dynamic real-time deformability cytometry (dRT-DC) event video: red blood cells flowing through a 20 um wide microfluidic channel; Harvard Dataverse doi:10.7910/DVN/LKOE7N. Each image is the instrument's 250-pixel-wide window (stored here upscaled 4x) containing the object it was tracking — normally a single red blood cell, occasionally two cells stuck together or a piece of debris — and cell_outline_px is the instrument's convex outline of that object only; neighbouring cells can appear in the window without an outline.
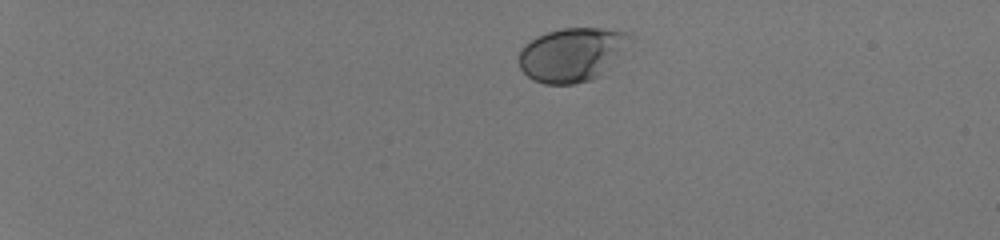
{"species": "human", "species_latin": "Homo sapiens", "temperature_condition": "room temperature", "stored_images_in_passage": 42, "camera_frame_rate_fps": 3000, "um_per_image_px": 0.085, "donor": {"sex": "male"}, "frame": {"image": 1, "passage_image": 1, "time_ms": 0.0, "image_size_px": [1000, 240], "cell_outline_px": [[632, 36], [596, 76], [588, 80], [572, 84], [544, 84], [532, 80], [520, 68], [516, 60], [520, 48], [528, 40], [536, 36], [560, 28], [600, 28], [628, 32]], "centroid_in_image_um": [48.43, 4.61], "position_along_channel_um": 36.6, "area_um2": 33.93}}
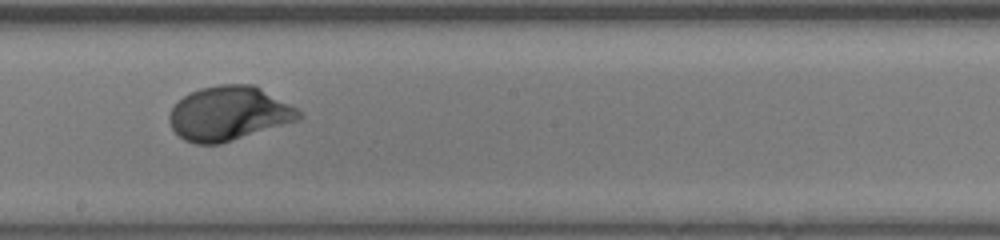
{"frame": {"image": 2, "passage_image": 24, "time_ms": 7.667, "image_size_px": [1000, 240], "cell_outline_px": [[304, 116], [300, 120], [220, 144], [196, 144], [184, 140], [172, 128], [168, 120], [168, 116], [172, 108], [184, 96], [200, 88], [220, 84], [256, 84], [296, 108]], "centroid_in_image_um": [19.48, 9.64], "position_along_channel_um": 228.7, "area_um2": 40.98}}
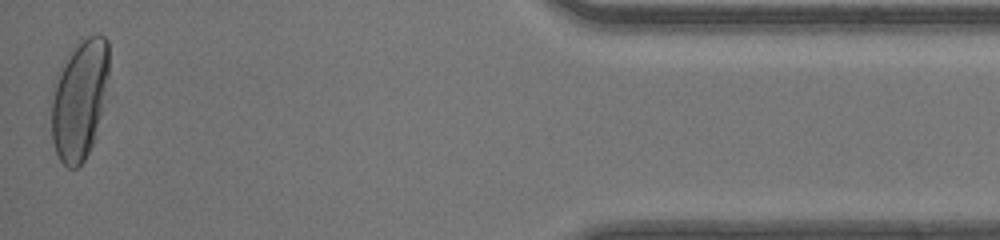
{"frame": {"image": 3, "passage_image": 42, "time_ms": 13.667, "image_size_px": [1000, 240], "cell_outline_px": [[108, 76], [96, 136], [84, 160], [76, 168], [68, 168], [60, 160], [56, 152], [52, 140], [52, 100], [56, 76], [68, 52], [76, 44], [88, 36], [104, 36], [108, 40]], "centroid_in_image_um": [6.75, 8.45], "position_along_channel_um": 428.5, "area_um2": 39.82}, "authors_computed_cell_mechanics": {"area_um2": 38.437, "velocity_mm_per_s": 4.1512, "shape_relaxation_time_tau1_ms": 2.3963, "shape_relaxation_time_tau2_ms": null, "deformation_change_tau1": 0.1545, "deformation_change_tau2": null}}